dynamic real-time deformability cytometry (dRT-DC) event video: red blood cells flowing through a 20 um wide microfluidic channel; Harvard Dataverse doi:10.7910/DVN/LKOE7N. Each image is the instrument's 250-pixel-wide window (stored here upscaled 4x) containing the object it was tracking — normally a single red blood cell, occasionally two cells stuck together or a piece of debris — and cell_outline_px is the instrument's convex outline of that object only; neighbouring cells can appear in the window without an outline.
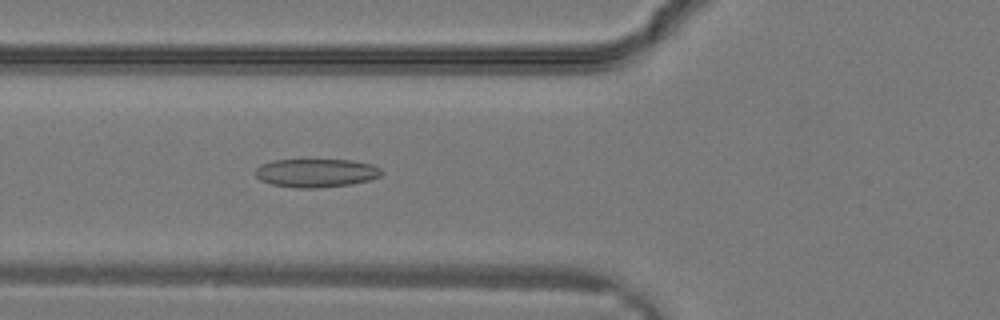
{"species": "common noctule bat (a hibernating species)", "species_latin": "Nyctalus noctula", "temperature_condition": "warm", "stored_images_in_passage": 12, "camera_frame_rate_fps": 3000, "um_per_image_px": 0.085, "animal": {"sex": "male", "body_mass_g": 19.2, "forearm_length_mm": 51.8}, "frame": {"image": 1, "passage_image": 12, "time_ms": 3.667, "image_size_px": [1000, 320], "cell_outline_px": [[384, 172], [380, 176], [368, 180], [352, 184], [316, 188], [296, 188], [272, 184], [260, 180], [256, 176], [256, 168], [260, 164], [272, 160], [352, 160], [372, 164], [380, 168]], "centroid_in_image_um": [26.87, 14.7], "position_along_channel_um": 98.9, "area_um2": 20.98}}